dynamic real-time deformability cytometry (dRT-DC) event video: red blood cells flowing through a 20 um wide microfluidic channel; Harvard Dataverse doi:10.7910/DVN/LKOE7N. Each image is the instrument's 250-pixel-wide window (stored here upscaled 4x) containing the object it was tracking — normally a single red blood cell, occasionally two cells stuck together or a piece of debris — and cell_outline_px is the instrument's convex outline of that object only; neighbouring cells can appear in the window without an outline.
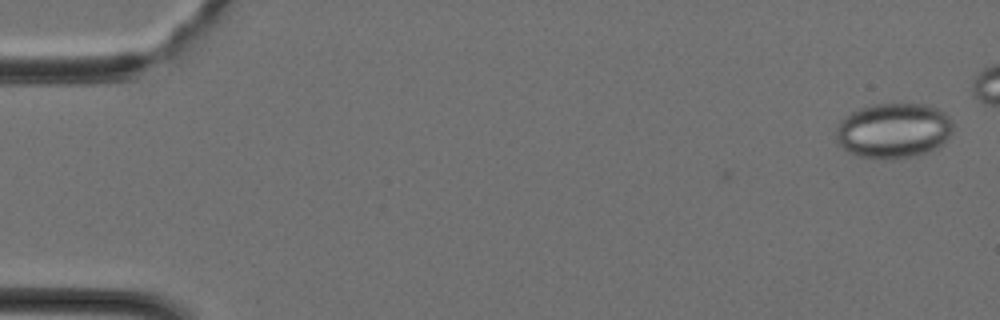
{"species": "Egyptian fruit bat (a non-hibernating species)", "species_latin": "Rousettus aegyptiacus", "temperature_condition": "cold", "stored_images_in_passage": 3, "camera_frame_rate_fps": 3000, "um_per_image_px": 0.085, "animal": {"sex": "female"}, "frame": {"image": 1, "passage_image": 3, "time_ms": 0.667, "image_size_px": [1000, 320], "cell_outline_px": [[952, 132], [944, 144], [928, 152], [912, 156], [892, 160], [884, 160], [856, 156], [844, 148], [836, 140], [836, 128], [840, 120], [852, 112], [860, 108], [872, 104], [924, 104], [936, 108], [944, 112], [948, 116], [952, 124]], "centroid_in_image_um": [75.95, 11.12], "position_along_channel_um": 9.1, "area_um2": 37.86}}